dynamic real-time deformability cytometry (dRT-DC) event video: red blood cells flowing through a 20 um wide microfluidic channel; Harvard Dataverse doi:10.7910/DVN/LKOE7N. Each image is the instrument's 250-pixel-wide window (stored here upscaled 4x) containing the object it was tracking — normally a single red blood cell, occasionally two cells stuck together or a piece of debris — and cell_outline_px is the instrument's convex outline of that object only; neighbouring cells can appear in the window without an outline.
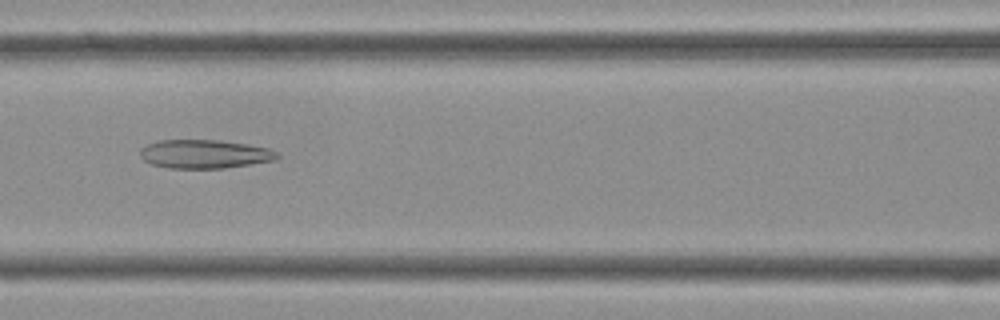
{"species": "Egyptian fruit bat (a non-hibernating species)", "species_latin": "Rousettus aegyptiacus", "temperature_condition": "cold", "stored_images_in_passage": 40, "camera_frame_rate_fps": 3000, "um_per_image_px": 0.085, "frame": {"image": 1, "passage_image": 16, "time_ms": 5.0, "image_size_px": [1000, 320], "cell_outline_px": [[280, 156], [272, 160], [224, 168], [168, 168], [148, 164], [140, 156], [140, 148], [148, 144], [160, 140], [220, 140], [248, 144], [268, 148], [276, 152]], "centroid_in_image_um": [17.33, 13.09], "position_along_channel_um": 149.3, "area_um2": 22.83}}
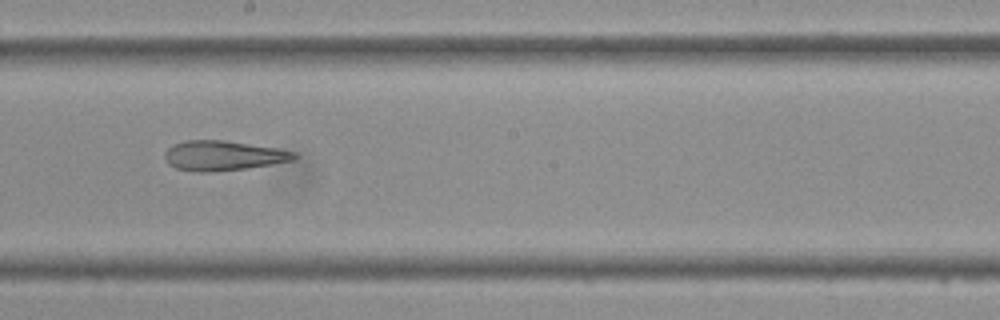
{"frame": {"image": 2, "passage_image": 21, "time_ms": 6.667, "image_size_px": [1000, 320], "cell_outline_px": [[296, 160], [248, 168], [212, 172], [196, 172], [176, 168], [168, 164], [164, 160], [164, 152], [172, 144], [184, 140], [224, 140], [276, 148], [296, 152]], "centroid_in_image_um": [18.93, 13.23], "position_along_channel_um": 229.3, "area_um2": 22.72}}
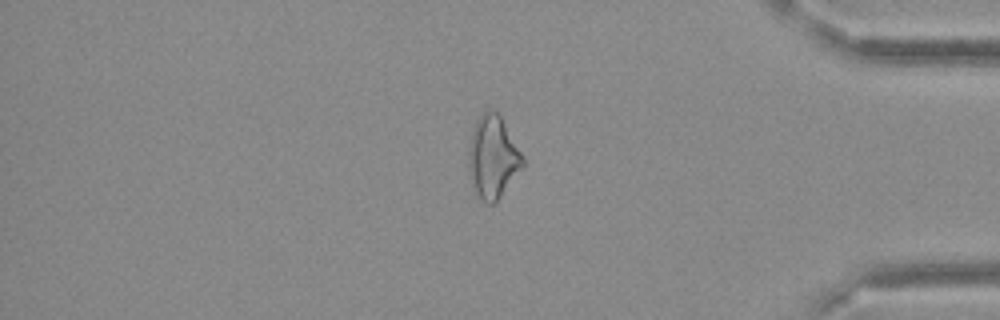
{"frame": {"image": 3, "passage_image": 33, "time_ms": 10.667, "image_size_px": [1000, 320], "cell_outline_px": [[524, 164], [500, 196], [492, 204], [484, 204], [476, 196], [472, 188], [468, 168], [468, 152], [472, 132], [476, 120], [488, 108], [496, 112], [500, 116], [524, 156]], "centroid_in_image_um": [41.86, 13.38], "position_along_channel_um": 393.3, "area_um2": 25.95}}